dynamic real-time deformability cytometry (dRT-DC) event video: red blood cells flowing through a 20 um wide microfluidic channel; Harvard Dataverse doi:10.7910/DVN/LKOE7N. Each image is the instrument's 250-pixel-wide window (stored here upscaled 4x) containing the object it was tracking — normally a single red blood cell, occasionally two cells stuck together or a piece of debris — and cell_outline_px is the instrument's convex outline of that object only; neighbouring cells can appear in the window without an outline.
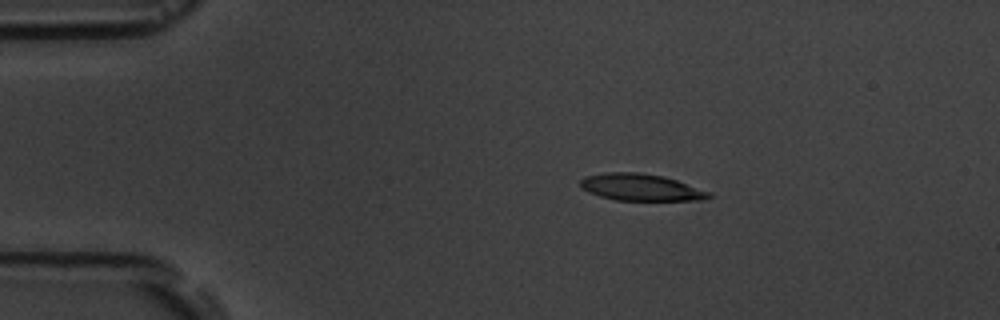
{"species": "common noctule bat (a hibernating species)", "species_latin": "Nyctalus noctula", "temperature_condition": "room temperature", "stored_images_in_passage": 2, "camera_frame_rate_fps": 3000, "um_per_image_px": 0.085, "animal": {"sex": "male", "body_mass_g": 19.5, "forearm_length_mm": 54.6}, "frame": {"image": 1, "passage_image": 1, "time_ms": 0.0, "image_size_px": [1000, 320], "cell_outline_px": [[712, 196], [700, 200], [616, 200], [600, 196], [588, 192], [580, 188], [580, 180], [584, 176], [608, 172], [636, 172], [664, 176], [712, 192]], "centroid_in_image_um": [54.45, 15.92], "position_along_channel_um": 30.5, "area_um2": 20.11}}